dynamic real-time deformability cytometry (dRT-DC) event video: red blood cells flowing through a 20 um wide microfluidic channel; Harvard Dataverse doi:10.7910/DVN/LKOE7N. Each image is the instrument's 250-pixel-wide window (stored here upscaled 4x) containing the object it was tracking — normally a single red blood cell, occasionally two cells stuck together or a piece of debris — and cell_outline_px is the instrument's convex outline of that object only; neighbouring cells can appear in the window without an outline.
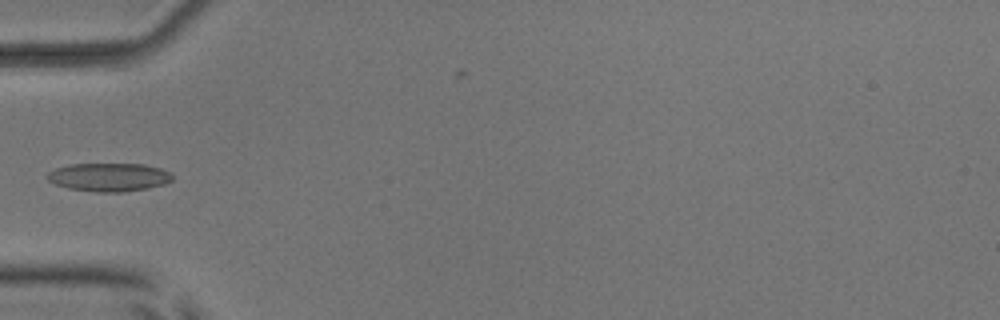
{"species": "common noctule bat (a hibernating species)", "species_latin": "Nyctalus noctula", "temperature_condition": "room temperature", "stored_images_in_passage": 7, "camera_frame_rate_fps": 3000, "um_per_image_px": 0.085, "animal": {"sex": "male", "body_mass_g": 17.9, "forearm_length_mm": 54.2}, "frame": {"image": 1, "passage_image": 5, "time_ms": 5.0, "image_size_px": [1000, 320], "cell_outline_px": [[172, 180], [164, 184], [148, 188], [124, 192], [96, 192], [68, 188], [56, 184], [48, 180], [44, 176], [48, 172], [56, 168], [72, 164], [144, 164], [160, 168], [168, 172], [172, 176]], "centroid_in_image_um": [9.24, 15.06], "position_along_channel_um": 75.8, "area_um2": 20.63}}
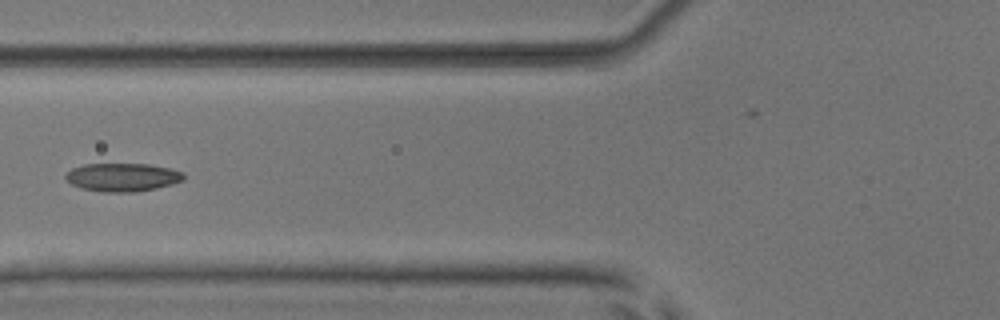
{"frame": {"image": 2, "passage_image": 6, "time_ms": 6.0, "image_size_px": [1000, 320], "cell_outline_px": [[184, 180], [172, 184], [156, 188], [136, 192], [104, 192], [80, 188], [72, 184], [64, 176], [72, 168], [84, 164], [148, 164], [168, 168], [184, 172]], "centroid_in_image_um": [10.42, 15.07], "position_along_channel_um": 115.4, "area_um2": 19.42}}